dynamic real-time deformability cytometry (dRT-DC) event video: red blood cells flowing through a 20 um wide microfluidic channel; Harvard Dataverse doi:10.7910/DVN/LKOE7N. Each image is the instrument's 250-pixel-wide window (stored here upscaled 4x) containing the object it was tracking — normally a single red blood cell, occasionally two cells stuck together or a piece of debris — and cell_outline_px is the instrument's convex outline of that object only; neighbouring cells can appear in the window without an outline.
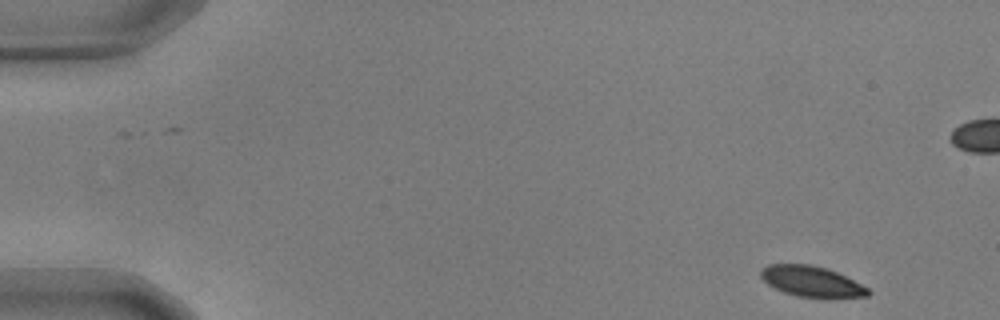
{"species": "common noctule bat (a hibernating species)", "species_latin": "Nyctalus noctula", "temperature_condition": "warm", "stored_images_in_passage": 53, "camera_frame_rate_fps": 3000, "um_per_image_px": 0.085, "animal": {"sex": "male", "body_mass_g": 17.9, "forearm_length_mm": 54.2}, "frame": {"image": 1, "passage_image": 1, "time_ms": 0.0, "image_size_px": [1000, 320], "cell_outline_px": [[872, 292], [868, 296], [824, 300], [796, 296], [784, 292], [768, 284], [760, 276], [760, 272], [768, 264], [812, 264], [836, 272], [868, 288]], "centroid_in_image_um": [69.02, 23.97], "position_along_channel_um": 16.0, "area_um2": 19.48}}
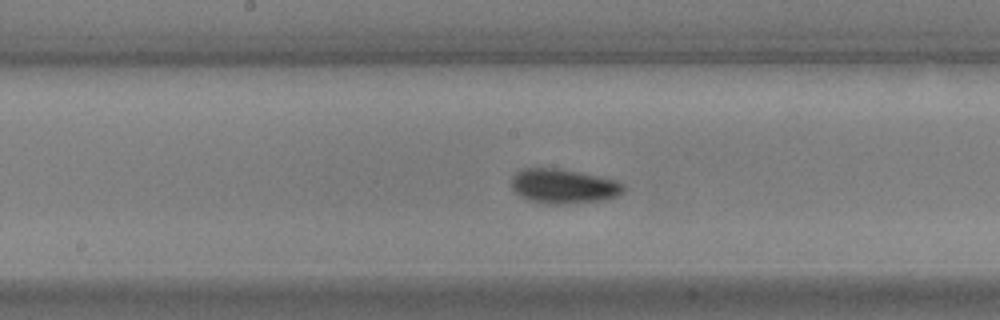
{"frame": {"image": 2, "passage_image": 26, "time_ms": 8.333, "image_size_px": [1000, 320], "cell_outline_px": [[628, 188], [624, 192], [616, 196], [604, 200], [564, 204], [544, 204], [528, 200], [520, 196], [512, 188], [512, 176], [520, 168], [560, 168], [600, 176], [616, 180], [624, 184]], "centroid_in_image_um": [47.92, 15.82], "position_along_channel_um": 200.3, "area_um2": 22.95}}
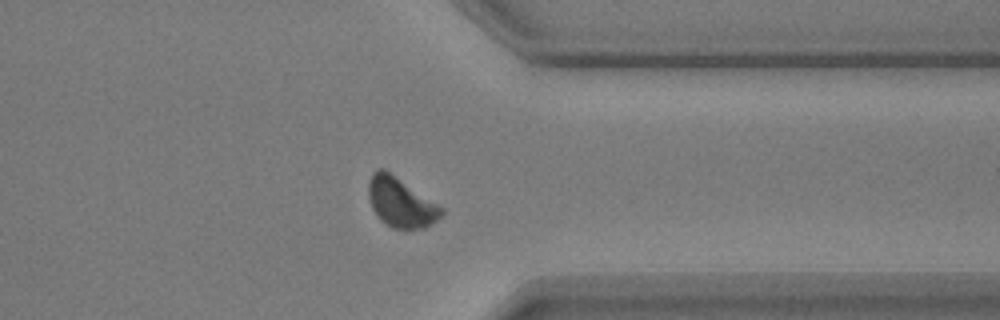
{"frame": {"image": 3, "passage_image": 41, "time_ms": 13.333, "image_size_px": [1000, 320], "cell_outline_px": [[444, 212], [436, 220], [424, 228], [392, 228], [384, 224], [376, 216], [372, 208], [368, 196], [368, 180], [372, 172], [376, 168], [384, 168], [444, 208]], "centroid_in_image_um": [34.02, 17.18], "position_along_channel_um": 377.4, "area_um2": 21.15}, "authors_computed_cell_mechanics": {"area_um2": 21.1548, "velocity_mm_per_s": 3.6144, "shape_relaxation_time_tau1_ms": 2.4641, "shape_relaxation_time_tau2_ms": 1.9842, "deformation_change_tau1": 0.088, "deformation_change_tau2": 0.05}}